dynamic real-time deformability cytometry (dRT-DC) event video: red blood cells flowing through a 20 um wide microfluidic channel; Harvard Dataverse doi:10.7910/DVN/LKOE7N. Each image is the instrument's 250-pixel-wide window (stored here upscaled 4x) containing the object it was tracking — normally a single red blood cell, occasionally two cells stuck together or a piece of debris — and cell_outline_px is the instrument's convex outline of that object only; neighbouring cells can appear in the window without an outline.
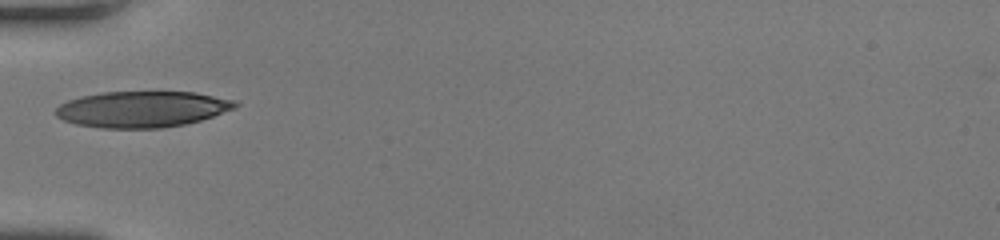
{"species": "human", "species_latin": "Homo sapiens", "temperature_condition": "room temperature", "stored_images_in_passage": 33, "camera_frame_rate_fps": 3000, "um_per_image_px": 0.085, "donor": {"sex": "female"}, "frame": {"image": 1, "passage_image": 1, "time_ms": 0.0, "image_size_px": [1000, 240], "cell_outline_px": [[240, 104], [236, 108], [200, 120], [184, 124], [160, 128], [100, 128], [76, 124], [64, 120], [56, 116], [52, 112], [60, 104], [68, 100], [80, 96], [104, 92], [196, 92], [236, 100]], "centroid_in_image_um": [12.07, 9.28], "position_along_channel_um": 72.9, "area_um2": 37.92}}
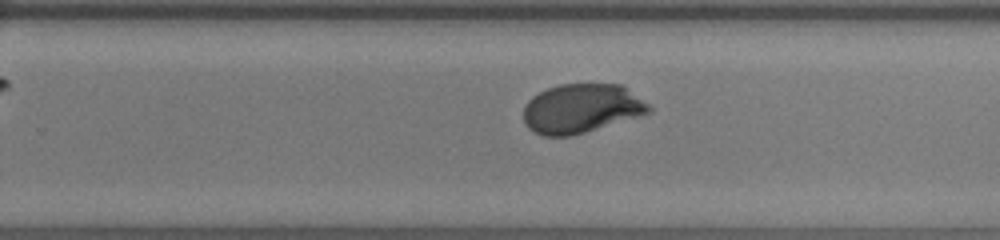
{"frame": {"image": 2, "passage_image": 16, "time_ms": 5.0, "image_size_px": [1000, 240], "cell_outline_px": [[652, 112], [640, 116], [572, 136], [540, 136], [532, 132], [524, 124], [524, 108], [528, 100], [532, 96], [548, 88], [560, 84], [620, 84], [648, 104], [652, 108]], "centroid_in_image_um": [49.39, 9.24], "position_along_channel_um": 280.4, "area_um2": 35.95}}
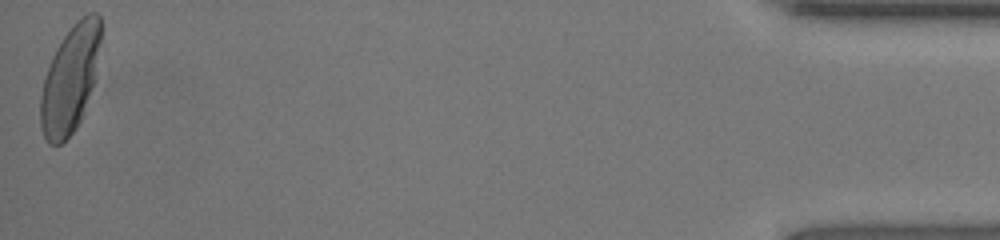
{"frame": {"image": 3, "passage_image": 33, "time_ms": 10.667, "image_size_px": [1000, 240], "cell_outline_px": [[100, 40], [92, 88], [84, 116], [76, 128], [60, 144], [48, 144], [44, 136], [40, 124], [40, 96], [44, 80], [52, 56], [56, 48], [64, 36], [76, 20], [88, 12], [96, 12], [100, 16]], "centroid_in_image_um": [5.95, 6.74], "position_along_channel_um": 429.2, "area_um2": 37.34}, "authors_computed_cell_mechanics": {"area_um2": 37.0498, "velocity_mm_per_s": 4.1691, "shape_relaxation_time_tau1_ms": 3.0783, "shape_relaxation_time_tau2_ms": null, "deformation_change_tau1": 0.2082, "deformation_change_tau2": null}}